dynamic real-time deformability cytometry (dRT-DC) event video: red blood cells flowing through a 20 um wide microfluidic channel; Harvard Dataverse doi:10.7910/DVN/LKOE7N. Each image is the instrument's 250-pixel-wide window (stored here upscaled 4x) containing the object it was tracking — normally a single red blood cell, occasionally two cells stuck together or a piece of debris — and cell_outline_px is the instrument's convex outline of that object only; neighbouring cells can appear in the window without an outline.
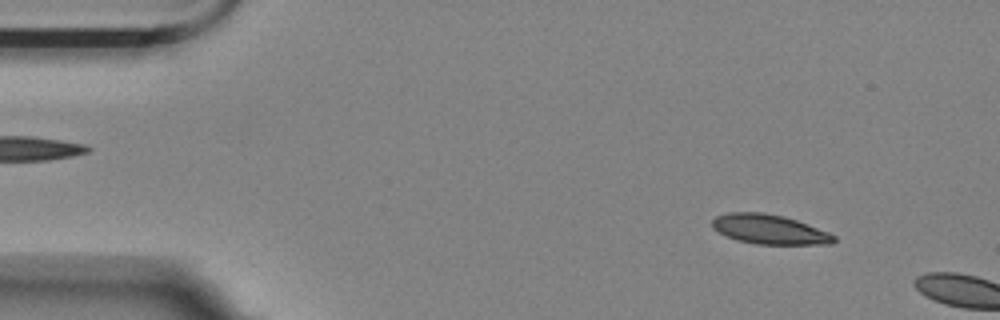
{"species": "Egyptian fruit bat (a non-hibernating species)", "species_latin": "Rousettus aegyptiacus", "temperature_condition": "room temperature", "stored_images_in_passage": 2, "camera_frame_rate_fps": 3000, "um_per_image_px": 0.085, "animal": {"sex": "female"}, "frame": {"image": 1, "passage_image": 2, "time_ms": 0.333, "image_size_px": [1000, 320], "cell_outline_px": [[836, 240], [832, 244], [756, 244], [736, 240], [712, 228], [712, 220], [716, 216], [728, 212], [764, 212], [784, 216], [796, 220], [828, 232], [836, 236]], "centroid_in_image_um": [65.39, 19.49], "position_along_channel_um": 19.6, "area_um2": 20.92}}